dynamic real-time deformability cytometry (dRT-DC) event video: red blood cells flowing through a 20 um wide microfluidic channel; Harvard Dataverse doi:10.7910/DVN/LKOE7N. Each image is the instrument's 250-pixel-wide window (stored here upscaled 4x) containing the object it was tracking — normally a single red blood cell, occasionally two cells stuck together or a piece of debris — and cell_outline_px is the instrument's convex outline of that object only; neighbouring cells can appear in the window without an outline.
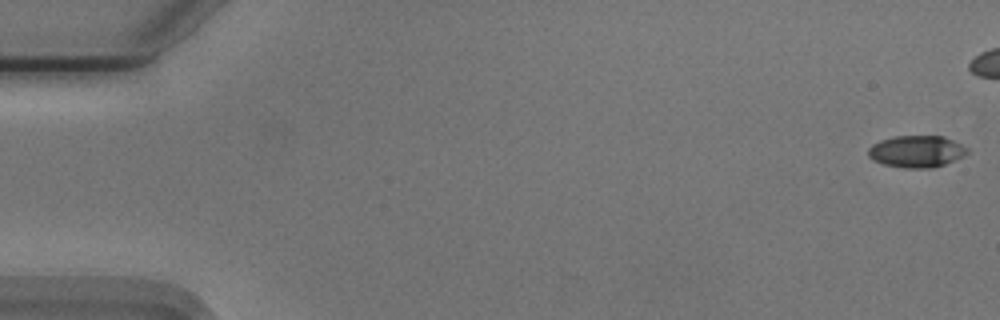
{"species": "Egyptian fruit bat (a non-hibernating species)", "species_latin": "Rousettus aegyptiacus", "temperature_condition": "cold", "stored_images_in_passage": 26, "camera_frame_rate_fps": 3000, "um_per_image_px": 0.085, "animal": {"sex": "male"}, "frame": {"image": 1, "passage_image": 1, "time_ms": 0.0, "image_size_px": [1000, 320], "cell_outline_px": [[968, 152], [964, 156], [944, 164], [932, 168], [904, 168], [884, 164], [872, 160], [868, 156], [868, 148], [872, 144], [880, 140], [892, 136], [944, 136], [968, 148]], "centroid_in_image_um": [77.88, 12.87], "position_along_channel_um": 7.1, "area_um2": 18.44}}
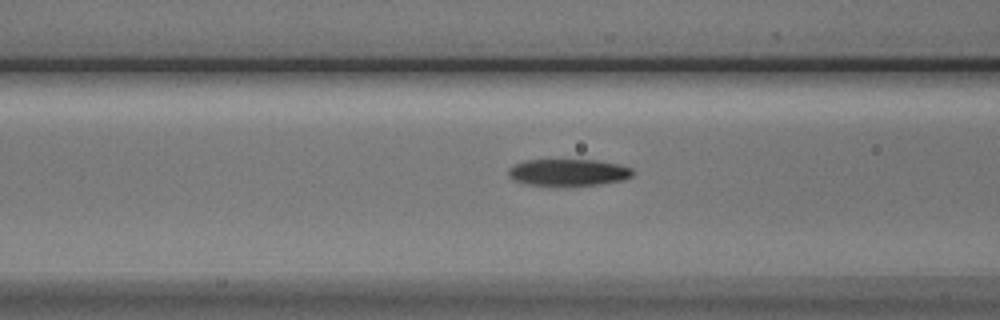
{"frame": {"image": 2, "passage_image": 22, "time_ms": 7.0, "image_size_px": [1000, 320], "cell_outline_px": [[636, 172], [632, 176], [624, 180], [600, 184], [568, 188], [524, 184], [512, 180], [508, 176], [508, 168], [524, 160], [596, 160], [620, 164], [632, 168]], "centroid_in_image_um": [48.31, 14.69], "position_along_channel_um": 118.3, "area_um2": 20.35}}
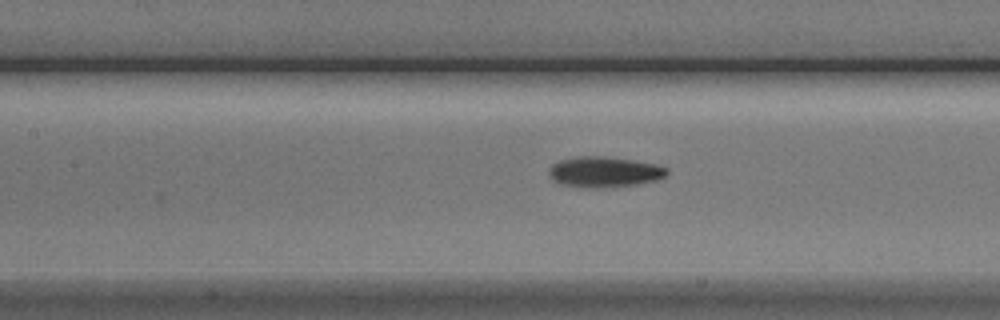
{"frame": {"image": 3, "passage_image": 25, "time_ms": 8.0, "image_size_px": [1000, 320], "cell_outline_px": [[668, 172], [664, 176], [656, 180], [636, 184], [596, 188], [580, 188], [560, 184], [552, 180], [548, 176], [548, 168], [552, 164], [560, 160], [576, 156], [604, 156], [632, 160], [656, 164], [668, 168]], "centroid_in_image_um": [51.29, 14.61], "position_along_channel_um": 156.1, "area_um2": 21.21}}